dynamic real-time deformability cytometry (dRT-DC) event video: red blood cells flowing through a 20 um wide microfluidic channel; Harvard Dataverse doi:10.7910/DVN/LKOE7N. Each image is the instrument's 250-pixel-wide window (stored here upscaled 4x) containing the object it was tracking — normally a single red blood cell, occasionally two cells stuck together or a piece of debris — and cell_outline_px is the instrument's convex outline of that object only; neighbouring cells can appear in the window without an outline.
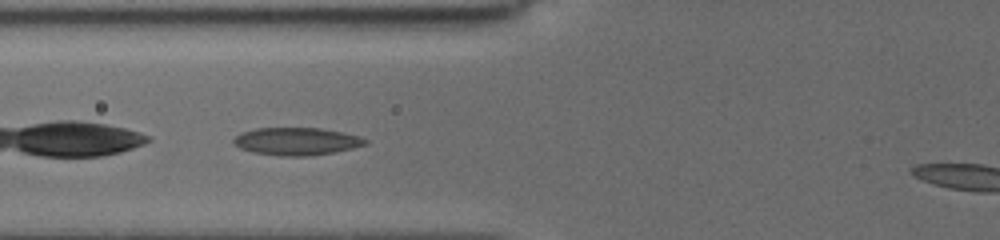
{"species": "common noctule bat (a hibernating species)", "species_latin": "Nyctalus noctula", "temperature_condition": "cold", "stored_images_in_passage": 50, "camera_frame_rate_fps": 3000, "um_per_image_px": 0.085, "animal": {"sex": "female", "body_mass_g": 19.5, "forearm_length_mm": 54.1}, "frame": {"image": 1, "passage_image": 7, "time_ms": 0.667, "image_size_px": [1000, 240], "cell_outline_px": [[368, 144], [352, 148], [332, 152], [308, 156], [280, 156], [252, 152], [240, 148], [232, 144], [232, 140], [240, 132], [256, 128], [316, 128], [340, 132], [360, 136], [368, 140]], "centroid_in_image_um": [25.16, 12.01], "position_along_channel_um": 100.6, "area_um2": 21.15}}
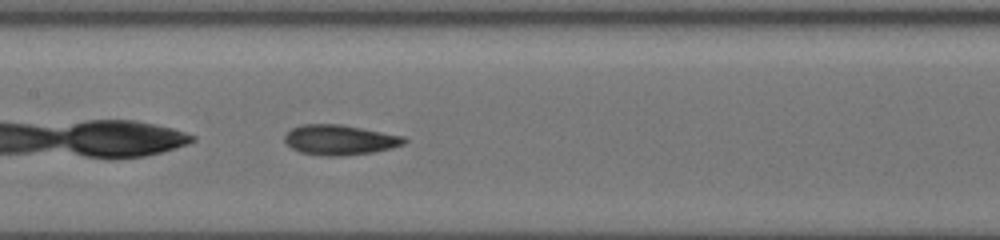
{"frame": {"image": 2, "passage_image": 19, "time_ms": 2.667, "image_size_px": [1000, 240], "cell_outline_px": [[408, 140], [404, 144], [392, 148], [376, 152], [344, 156], [320, 156], [300, 152], [292, 148], [284, 140], [284, 136], [292, 128], [304, 124], [340, 124], [404, 136]], "centroid_in_image_um": [28.9, 11.9], "position_along_channel_um": 178.5, "area_um2": 21.1}}
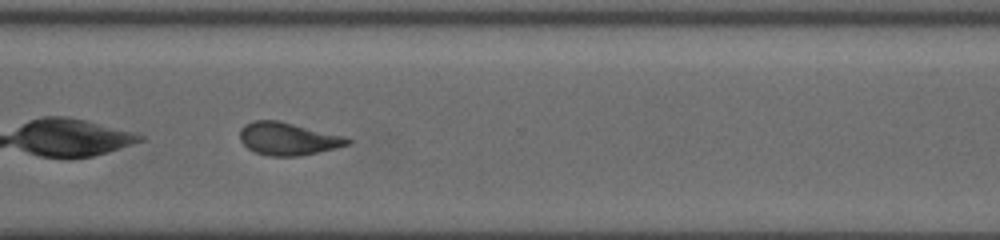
{"frame": {"image": 3, "passage_image": 38, "time_ms": 7.0, "image_size_px": [1000, 240], "cell_outline_px": [[352, 144], [336, 148], [296, 156], [268, 156], [256, 152], [248, 148], [240, 140], [240, 128], [244, 124], [256, 120], [276, 120], [348, 136], [352, 140]], "centroid_in_image_um": [24.52, 11.79], "position_along_channel_um": 346.1, "area_um2": 20.58}}